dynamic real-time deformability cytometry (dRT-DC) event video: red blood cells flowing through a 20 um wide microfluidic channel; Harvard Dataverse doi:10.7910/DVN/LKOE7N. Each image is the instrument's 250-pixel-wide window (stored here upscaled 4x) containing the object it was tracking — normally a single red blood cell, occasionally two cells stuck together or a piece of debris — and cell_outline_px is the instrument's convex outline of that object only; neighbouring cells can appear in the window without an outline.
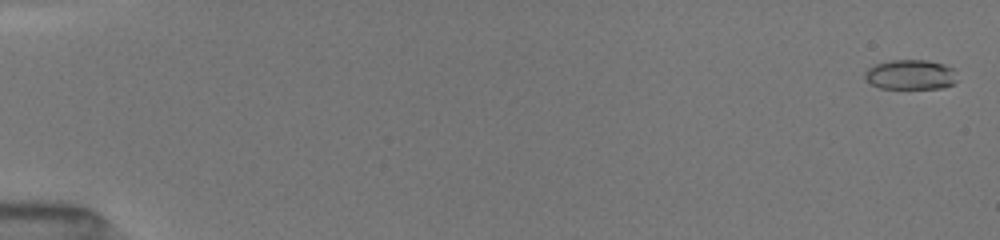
{"species": "common noctule bat (a hibernating species)", "species_latin": "Nyctalus noctula", "temperature_condition": "room temperature", "stored_images_in_passage": 41, "camera_frame_rate_fps": 3000, "um_per_image_px": 0.085, "animal": {"sex": "female", "body_mass_g": 19.5, "forearm_length_mm": 54.1}, "frame": {"image": 1, "passage_image": 3, "time_ms": 0.333, "image_size_px": [1000, 240], "cell_outline_px": [[956, 80], [952, 84], [944, 88], [880, 88], [864, 80], [864, 72], [868, 68], [876, 64], [892, 60], [928, 60], [944, 64], [952, 68]], "centroid_in_image_um": [77.36, 6.34], "position_along_channel_um": 7.6, "area_um2": 16.01}}
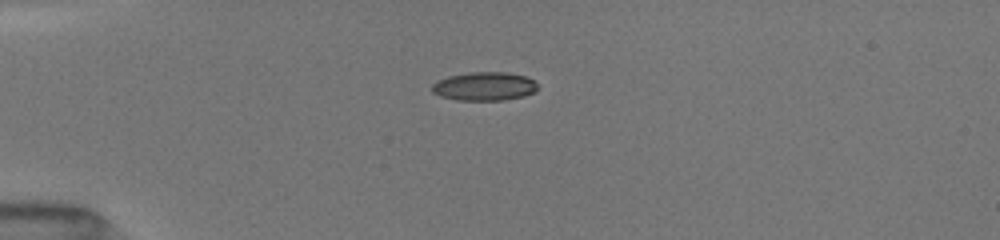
{"frame": {"image": 2, "passage_image": 27, "time_ms": 4.667, "image_size_px": [1000, 240], "cell_outline_px": [[536, 92], [524, 96], [504, 100], [456, 100], [440, 96], [432, 92], [432, 84], [436, 80], [448, 76], [468, 72], [504, 72], [528, 76], [536, 84]], "centroid_in_image_um": [41.15, 7.33], "position_along_channel_um": 43.9, "area_um2": 17.74}}
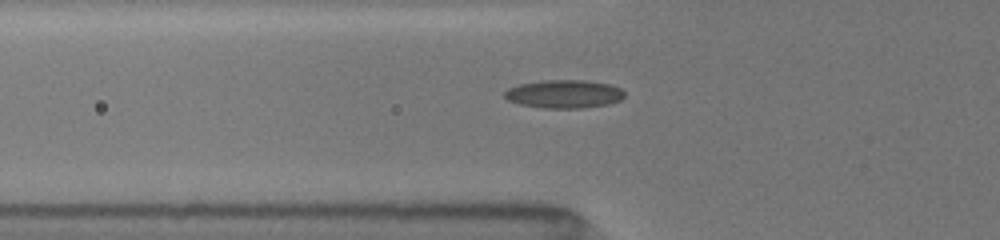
{"frame": {"image": 3, "passage_image": 37, "time_ms": 6.333, "image_size_px": [1000, 240], "cell_outline_px": [[624, 96], [620, 100], [608, 104], [580, 108], [544, 108], [520, 104], [508, 100], [504, 96], [504, 92], [508, 88], [520, 84], [544, 80], [584, 80], [608, 84], [620, 88], [624, 92]], "centroid_in_image_um": [47.93, 7.99], "position_along_channel_um": 77.9, "area_um2": 19.59}}